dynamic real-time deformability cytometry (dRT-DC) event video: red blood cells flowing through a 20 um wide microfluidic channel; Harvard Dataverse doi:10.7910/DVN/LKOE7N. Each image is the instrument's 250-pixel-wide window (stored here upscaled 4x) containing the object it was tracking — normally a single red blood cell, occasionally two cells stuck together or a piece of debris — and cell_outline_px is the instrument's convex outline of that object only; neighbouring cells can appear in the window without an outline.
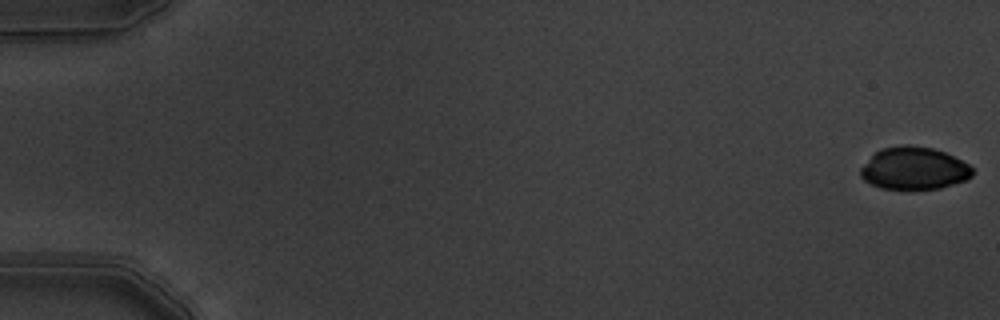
{"species": "common noctule bat (a hibernating species)", "species_latin": "Nyctalus noctula", "temperature_condition": "warm", "stored_images_in_passage": 6, "camera_frame_rate_fps": 3000, "um_per_image_px": 0.085, "animal": {"sex": "male", "body_mass_g": 19.5, "forearm_length_mm": 54.6}, "frame": {"image": 1, "passage_image": 1, "time_ms": 0.0, "image_size_px": [1000, 320], "cell_outline_px": [[972, 176], [968, 180], [940, 188], [880, 188], [864, 180], [860, 176], [860, 168], [880, 148], [900, 144], [908, 144], [932, 148], [944, 152], [968, 164], [972, 168]], "centroid_in_image_um": [77.68, 14.29], "position_along_channel_um": 7.3, "area_um2": 27.51}}
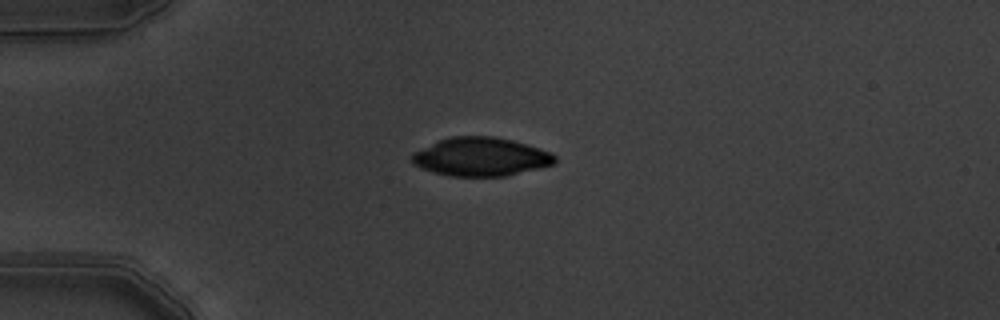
{"frame": {"image": 2, "passage_image": 5, "time_ms": 1.333, "image_size_px": [1000, 320], "cell_outline_px": [[556, 160], [552, 164], [508, 176], [448, 176], [432, 172], [412, 164], [412, 152], [440, 140], [452, 136], [492, 136], [512, 140], [540, 148], [552, 152], [556, 156]], "centroid_in_image_um": [40.86, 13.33], "position_along_channel_um": 44.1, "area_um2": 32.08}}